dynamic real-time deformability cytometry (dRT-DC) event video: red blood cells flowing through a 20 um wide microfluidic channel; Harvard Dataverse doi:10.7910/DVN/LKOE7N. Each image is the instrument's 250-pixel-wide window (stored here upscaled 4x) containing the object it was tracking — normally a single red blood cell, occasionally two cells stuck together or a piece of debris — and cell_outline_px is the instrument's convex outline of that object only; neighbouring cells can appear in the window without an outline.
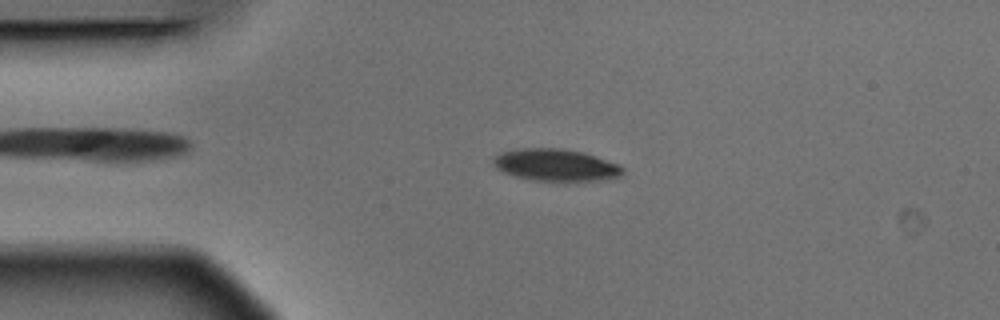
{"species": "Egyptian fruit bat (a non-hibernating species)", "species_latin": "Rousettus aegyptiacus", "temperature_condition": "warm", "stored_images_in_passage": 3, "camera_frame_rate_fps": 3000, "um_per_image_px": 0.085, "animal": {"sex": "male"}, "frame": {"image": 1, "passage_image": 2, "time_ms": 0.333, "image_size_px": [1000, 320], "cell_outline_px": [[624, 176], [616, 180], [532, 180], [516, 176], [504, 172], [496, 168], [492, 164], [492, 156], [500, 152], [520, 148], [564, 148], [584, 152], [620, 164], [624, 168]], "centroid_in_image_um": [47.29, 14.02], "position_along_channel_um": 37.7, "area_um2": 24.62}}